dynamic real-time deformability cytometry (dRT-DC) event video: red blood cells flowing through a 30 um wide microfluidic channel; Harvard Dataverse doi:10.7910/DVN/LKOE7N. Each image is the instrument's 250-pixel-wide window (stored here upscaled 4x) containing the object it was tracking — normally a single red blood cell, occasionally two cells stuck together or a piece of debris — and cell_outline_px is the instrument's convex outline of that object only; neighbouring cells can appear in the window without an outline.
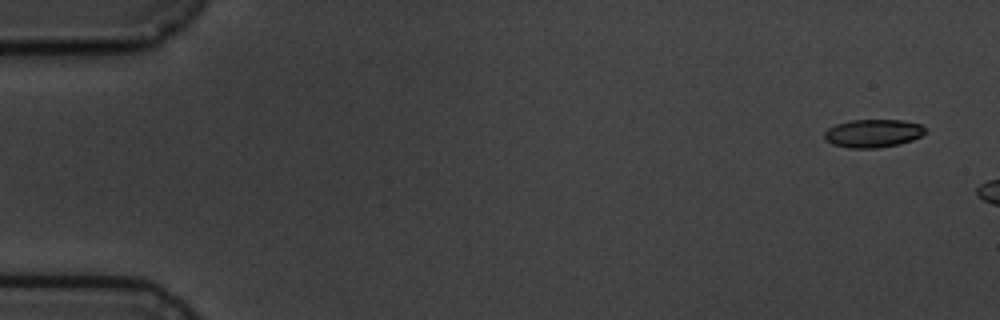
{"species": "common noctule bat (a hibernating species)", "species_latin": "Nyctalus noctula", "temperature_condition": "cold", "stored_images_in_passage": 3, "camera_frame_rate_fps": 3000, "um_per_image_px": 0.085, "animal": {"sex": "male", "body_mass_g": 19.5, "forearm_length_mm": 54.6}, "frame": {"image": 1, "passage_image": 1, "time_ms": 0.0, "image_size_px": [1000, 320], "cell_outline_px": [[928, 132], [912, 140], [900, 144], [876, 148], [848, 148], [832, 144], [824, 140], [824, 132], [828, 128], [836, 124], [852, 120], [904, 120], [924, 124], [928, 128]], "centroid_in_image_um": [74.25, 11.33], "position_along_channel_um": 10.7, "area_um2": 16.88}}